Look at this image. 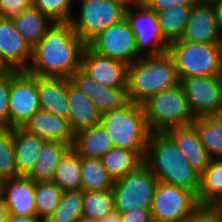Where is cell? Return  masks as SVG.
Segmentation results:
<instances>
[{
  "label": "cell",
  "instance_id": "obj_36",
  "mask_svg": "<svg viewBox=\"0 0 222 222\" xmlns=\"http://www.w3.org/2000/svg\"><path fill=\"white\" fill-rule=\"evenodd\" d=\"M18 176L13 128H0V178L5 181Z\"/></svg>",
  "mask_w": 222,
  "mask_h": 222
},
{
  "label": "cell",
  "instance_id": "obj_30",
  "mask_svg": "<svg viewBox=\"0 0 222 222\" xmlns=\"http://www.w3.org/2000/svg\"><path fill=\"white\" fill-rule=\"evenodd\" d=\"M191 9L192 6H175L166 10H152L156 12L162 35L169 44L183 36Z\"/></svg>",
  "mask_w": 222,
  "mask_h": 222
},
{
  "label": "cell",
  "instance_id": "obj_41",
  "mask_svg": "<svg viewBox=\"0 0 222 222\" xmlns=\"http://www.w3.org/2000/svg\"><path fill=\"white\" fill-rule=\"evenodd\" d=\"M150 10H166L175 6H194L195 0H142Z\"/></svg>",
  "mask_w": 222,
  "mask_h": 222
},
{
  "label": "cell",
  "instance_id": "obj_34",
  "mask_svg": "<svg viewBox=\"0 0 222 222\" xmlns=\"http://www.w3.org/2000/svg\"><path fill=\"white\" fill-rule=\"evenodd\" d=\"M83 191L63 192L59 205L45 222H77L82 216Z\"/></svg>",
  "mask_w": 222,
  "mask_h": 222
},
{
  "label": "cell",
  "instance_id": "obj_28",
  "mask_svg": "<svg viewBox=\"0 0 222 222\" xmlns=\"http://www.w3.org/2000/svg\"><path fill=\"white\" fill-rule=\"evenodd\" d=\"M103 167L115 182L124 178L144 163V159L135 151L113 147L101 157Z\"/></svg>",
  "mask_w": 222,
  "mask_h": 222
},
{
  "label": "cell",
  "instance_id": "obj_33",
  "mask_svg": "<svg viewBox=\"0 0 222 222\" xmlns=\"http://www.w3.org/2000/svg\"><path fill=\"white\" fill-rule=\"evenodd\" d=\"M63 190L53 182L35 183V207L37 216L44 222L54 213L61 200Z\"/></svg>",
  "mask_w": 222,
  "mask_h": 222
},
{
  "label": "cell",
  "instance_id": "obj_7",
  "mask_svg": "<svg viewBox=\"0 0 222 222\" xmlns=\"http://www.w3.org/2000/svg\"><path fill=\"white\" fill-rule=\"evenodd\" d=\"M71 24L74 32L87 45L96 35L125 18V8L111 0H78Z\"/></svg>",
  "mask_w": 222,
  "mask_h": 222
},
{
  "label": "cell",
  "instance_id": "obj_13",
  "mask_svg": "<svg viewBox=\"0 0 222 222\" xmlns=\"http://www.w3.org/2000/svg\"><path fill=\"white\" fill-rule=\"evenodd\" d=\"M189 107L195 117L222 112V76L180 79Z\"/></svg>",
  "mask_w": 222,
  "mask_h": 222
},
{
  "label": "cell",
  "instance_id": "obj_40",
  "mask_svg": "<svg viewBox=\"0 0 222 222\" xmlns=\"http://www.w3.org/2000/svg\"><path fill=\"white\" fill-rule=\"evenodd\" d=\"M32 4L33 0H0V17L12 19Z\"/></svg>",
  "mask_w": 222,
  "mask_h": 222
},
{
  "label": "cell",
  "instance_id": "obj_35",
  "mask_svg": "<svg viewBox=\"0 0 222 222\" xmlns=\"http://www.w3.org/2000/svg\"><path fill=\"white\" fill-rule=\"evenodd\" d=\"M114 209L112 189L105 191L83 192L82 216L100 220Z\"/></svg>",
  "mask_w": 222,
  "mask_h": 222
},
{
  "label": "cell",
  "instance_id": "obj_51",
  "mask_svg": "<svg viewBox=\"0 0 222 222\" xmlns=\"http://www.w3.org/2000/svg\"><path fill=\"white\" fill-rule=\"evenodd\" d=\"M3 185H4V180L0 178V199H3Z\"/></svg>",
  "mask_w": 222,
  "mask_h": 222
},
{
  "label": "cell",
  "instance_id": "obj_5",
  "mask_svg": "<svg viewBox=\"0 0 222 222\" xmlns=\"http://www.w3.org/2000/svg\"><path fill=\"white\" fill-rule=\"evenodd\" d=\"M151 133L192 125V113L181 85L158 92L141 104Z\"/></svg>",
  "mask_w": 222,
  "mask_h": 222
},
{
  "label": "cell",
  "instance_id": "obj_15",
  "mask_svg": "<svg viewBox=\"0 0 222 222\" xmlns=\"http://www.w3.org/2000/svg\"><path fill=\"white\" fill-rule=\"evenodd\" d=\"M127 66L124 62L95 53L87 45L83 49L81 69L103 86L127 87Z\"/></svg>",
  "mask_w": 222,
  "mask_h": 222
},
{
  "label": "cell",
  "instance_id": "obj_2",
  "mask_svg": "<svg viewBox=\"0 0 222 222\" xmlns=\"http://www.w3.org/2000/svg\"><path fill=\"white\" fill-rule=\"evenodd\" d=\"M144 163L158 181L191 191L197 197L200 175L166 132L151 133Z\"/></svg>",
  "mask_w": 222,
  "mask_h": 222
},
{
  "label": "cell",
  "instance_id": "obj_37",
  "mask_svg": "<svg viewBox=\"0 0 222 222\" xmlns=\"http://www.w3.org/2000/svg\"><path fill=\"white\" fill-rule=\"evenodd\" d=\"M75 0H33L36 6L52 22H71Z\"/></svg>",
  "mask_w": 222,
  "mask_h": 222
},
{
  "label": "cell",
  "instance_id": "obj_25",
  "mask_svg": "<svg viewBox=\"0 0 222 222\" xmlns=\"http://www.w3.org/2000/svg\"><path fill=\"white\" fill-rule=\"evenodd\" d=\"M114 147V143L101 124L75 134L73 149L79 156L97 158Z\"/></svg>",
  "mask_w": 222,
  "mask_h": 222
},
{
  "label": "cell",
  "instance_id": "obj_48",
  "mask_svg": "<svg viewBox=\"0 0 222 222\" xmlns=\"http://www.w3.org/2000/svg\"><path fill=\"white\" fill-rule=\"evenodd\" d=\"M196 4H215L218 0H195Z\"/></svg>",
  "mask_w": 222,
  "mask_h": 222
},
{
  "label": "cell",
  "instance_id": "obj_39",
  "mask_svg": "<svg viewBox=\"0 0 222 222\" xmlns=\"http://www.w3.org/2000/svg\"><path fill=\"white\" fill-rule=\"evenodd\" d=\"M185 222H222V208L199 205Z\"/></svg>",
  "mask_w": 222,
  "mask_h": 222
},
{
  "label": "cell",
  "instance_id": "obj_10",
  "mask_svg": "<svg viewBox=\"0 0 222 222\" xmlns=\"http://www.w3.org/2000/svg\"><path fill=\"white\" fill-rule=\"evenodd\" d=\"M125 18L134 32L141 57L158 56L168 51L169 43L162 35L155 11L141 2L127 8Z\"/></svg>",
  "mask_w": 222,
  "mask_h": 222
},
{
  "label": "cell",
  "instance_id": "obj_17",
  "mask_svg": "<svg viewBox=\"0 0 222 222\" xmlns=\"http://www.w3.org/2000/svg\"><path fill=\"white\" fill-rule=\"evenodd\" d=\"M181 40L200 44H221L215 10L212 4L192 6L189 20Z\"/></svg>",
  "mask_w": 222,
  "mask_h": 222
},
{
  "label": "cell",
  "instance_id": "obj_49",
  "mask_svg": "<svg viewBox=\"0 0 222 222\" xmlns=\"http://www.w3.org/2000/svg\"><path fill=\"white\" fill-rule=\"evenodd\" d=\"M77 222H99V220L81 216Z\"/></svg>",
  "mask_w": 222,
  "mask_h": 222
},
{
  "label": "cell",
  "instance_id": "obj_31",
  "mask_svg": "<svg viewBox=\"0 0 222 222\" xmlns=\"http://www.w3.org/2000/svg\"><path fill=\"white\" fill-rule=\"evenodd\" d=\"M53 183L63 192L81 190V156L70 148L55 169Z\"/></svg>",
  "mask_w": 222,
  "mask_h": 222
},
{
  "label": "cell",
  "instance_id": "obj_47",
  "mask_svg": "<svg viewBox=\"0 0 222 222\" xmlns=\"http://www.w3.org/2000/svg\"><path fill=\"white\" fill-rule=\"evenodd\" d=\"M111 1L122 5L125 9L142 2V0H111Z\"/></svg>",
  "mask_w": 222,
  "mask_h": 222
},
{
  "label": "cell",
  "instance_id": "obj_45",
  "mask_svg": "<svg viewBox=\"0 0 222 222\" xmlns=\"http://www.w3.org/2000/svg\"><path fill=\"white\" fill-rule=\"evenodd\" d=\"M99 222H122L120 212H118L116 209H113L103 218H101Z\"/></svg>",
  "mask_w": 222,
  "mask_h": 222
},
{
  "label": "cell",
  "instance_id": "obj_24",
  "mask_svg": "<svg viewBox=\"0 0 222 222\" xmlns=\"http://www.w3.org/2000/svg\"><path fill=\"white\" fill-rule=\"evenodd\" d=\"M11 20L31 49L41 41L53 23L33 4Z\"/></svg>",
  "mask_w": 222,
  "mask_h": 222
},
{
  "label": "cell",
  "instance_id": "obj_4",
  "mask_svg": "<svg viewBox=\"0 0 222 222\" xmlns=\"http://www.w3.org/2000/svg\"><path fill=\"white\" fill-rule=\"evenodd\" d=\"M100 124L110 135L114 147L135 151L145 158L151 131L141 105L129 102L121 109L104 113Z\"/></svg>",
  "mask_w": 222,
  "mask_h": 222
},
{
  "label": "cell",
  "instance_id": "obj_3",
  "mask_svg": "<svg viewBox=\"0 0 222 222\" xmlns=\"http://www.w3.org/2000/svg\"><path fill=\"white\" fill-rule=\"evenodd\" d=\"M180 84L178 72L168 52L140 57L127 66L129 102L141 105L152 95Z\"/></svg>",
  "mask_w": 222,
  "mask_h": 222
},
{
  "label": "cell",
  "instance_id": "obj_9",
  "mask_svg": "<svg viewBox=\"0 0 222 222\" xmlns=\"http://www.w3.org/2000/svg\"><path fill=\"white\" fill-rule=\"evenodd\" d=\"M198 206L191 191L158 181L150 213L153 222H185Z\"/></svg>",
  "mask_w": 222,
  "mask_h": 222
},
{
  "label": "cell",
  "instance_id": "obj_42",
  "mask_svg": "<svg viewBox=\"0 0 222 222\" xmlns=\"http://www.w3.org/2000/svg\"><path fill=\"white\" fill-rule=\"evenodd\" d=\"M122 222H153L150 209H138L120 213Z\"/></svg>",
  "mask_w": 222,
  "mask_h": 222
},
{
  "label": "cell",
  "instance_id": "obj_43",
  "mask_svg": "<svg viewBox=\"0 0 222 222\" xmlns=\"http://www.w3.org/2000/svg\"><path fill=\"white\" fill-rule=\"evenodd\" d=\"M6 222H44V221L37 215L19 216L9 213Z\"/></svg>",
  "mask_w": 222,
  "mask_h": 222
},
{
  "label": "cell",
  "instance_id": "obj_1",
  "mask_svg": "<svg viewBox=\"0 0 222 222\" xmlns=\"http://www.w3.org/2000/svg\"><path fill=\"white\" fill-rule=\"evenodd\" d=\"M86 44L74 32L71 22H53L45 36L32 49L26 72L40 77H65L81 68Z\"/></svg>",
  "mask_w": 222,
  "mask_h": 222
},
{
  "label": "cell",
  "instance_id": "obj_8",
  "mask_svg": "<svg viewBox=\"0 0 222 222\" xmlns=\"http://www.w3.org/2000/svg\"><path fill=\"white\" fill-rule=\"evenodd\" d=\"M158 180L150 168L141 164L124 178L114 182L112 192L114 209L120 213L138 209H150Z\"/></svg>",
  "mask_w": 222,
  "mask_h": 222
},
{
  "label": "cell",
  "instance_id": "obj_44",
  "mask_svg": "<svg viewBox=\"0 0 222 222\" xmlns=\"http://www.w3.org/2000/svg\"><path fill=\"white\" fill-rule=\"evenodd\" d=\"M213 7L215 10L217 26L222 36V0H218L215 4H213Z\"/></svg>",
  "mask_w": 222,
  "mask_h": 222
},
{
  "label": "cell",
  "instance_id": "obj_21",
  "mask_svg": "<svg viewBox=\"0 0 222 222\" xmlns=\"http://www.w3.org/2000/svg\"><path fill=\"white\" fill-rule=\"evenodd\" d=\"M35 182L27 176L4 181L3 199L10 214L37 215L35 207Z\"/></svg>",
  "mask_w": 222,
  "mask_h": 222
},
{
  "label": "cell",
  "instance_id": "obj_6",
  "mask_svg": "<svg viewBox=\"0 0 222 222\" xmlns=\"http://www.w3.org/2000/svg\"><path fill=\"white\" fill-rule=\"evenodd\" d=\"M168 54L179 79L222 76L221 44H200L181 39L169 44Z\"/></svg>",
  "mask_w": 222,
  "mask_h": 222
},
{
  "label": "cell",
  "instance_id": "obj_16",
  "mask_svg": "<svg viewBox=\"0 0 222 222\" xmlns=\"http://www.w3.org/2000/svg\"><path fill=\"white\" fill-rule=\"evenodd\" d=\"M32 49L15 29L11 19L0 17V60L11 70L26 71Z\"/></svg>",
  "mask_w": 222,
  "mask_h": 222
},
{
  "label": "cell",
  "instance_id": "obj_23",
  "mask_svg": "<svg viewBox=\"0 0 222 222\" xmlns=\"http://www.w3.org/2000/svg\"><path fill=\"white\" fill-rule=\"evenodd\" d=\"M14 152L19 176H27L34 167L46 141L23 127L13 128Z\"/></svg>",
  "mask_w": 222,
  "mask_h": 222
},
{
  "label": "cell",
  "instance_id": "obj_29",
  "mask_svg": "<svg viewBox=\"0 0 222 222\" xmlns=\"http://www.w3.org/2000/svg\"><path fill=\"white\" fill-rule=\"evenodd\" d=\"M201 143L212 159H222V117L199 116L193 122Z\"/></svg>",
  "mask_w": 222,
  "mask_h": 222
},
{
  "label": "cell",
  "instance_id": "obj_52",
  "mask_svg": "<svg viewBox=\"0 0 222 222\" xmlns=\"http://www.w3.org/2000/svg\"><path fill=\"white\" fill-rule=\"evenodd\" d=\"M221 62H222V42H221Z\"/></svg>",
  "mask_w": 222,
  "mask_h": 222
},
{
  "label": "cell",
  "instance_id": "obj_12",
  "mask_svg": "<svg viewBox=\"0 0 222 222\" xmlns=\"http://www.w3.org/2000/svg\"><path fill=\"white\" fill-rule=\"evenodd\" d=\"M87 46L95 53L131 65L141 56L138 54L134 32L123 18L96 35Z\"/></svg>",
  "mask_w": 222,
  "mask_h": 222
},
{
  "label": "cell",
  "instance_id": "obj_11",
  "mask_svg": "<svg viewBox=\"0 0 222 222\" xmlns=\"http://www.w3.org/2000/svg\"><path fill=\"white\" fill-rule=\"evenodd\" d=\"M38 110L37 76L10 69L9 128L23 127Z\"/></svg>",
  "mask_w": 222,
  "mask_h": 222
},
{
  "label": "cell",
  "instance_id": "obj_50",
  "mask_svg": "<svg viewBox=\"0 0 222 222\" xmlns=\"http://www.w3.org/2000/svg\"><path fill=\"white\" fill-rule=\"evenodd\" d=\"M9 69L3 64V62L0 60V74L7 72Z\"/></svg>",
  "mask_w": 222,
  "mask_h": 222
},
{
  "label": "cell",
  "instance_id": "obj_46",
  "mask_svg": "<svg viewBox=\"0 0 222 222\" xmlns=\"http://www.w3.org/2000/svg\"><path fill=\"white\" fill-rule=\"evenodd\" d=\"M8 214V207L6 206L4 199H0V222H6Z\"/></svg>",
  "mask_w": 222,
  "mask_h": 222
},
{
  "label": "cell",
  "instance_id": "obj_22",
  "mask_svg": "<svg viewBox=\"0 0 222 222\" xmlns=\"http://www.w3.org/2000/svg\"><path fill=\"white\" fill-rule=\"evenodd\" d=\"M69 123L74 134L97 126L102 114L81 90L71 82L68 84Z\"/></svg>",
  "mask_w": 222,
  "mask_h": 222
},
{
  "label": "cell",
  "instance_id": "obj_18",
  "mask_svg": "<svg viewBox=\"0 0 222 222\" xmlns=\"http://www.w3.org/2000/svg\"><path fill=\"white\" fill-rule=\"evenodd\" d=\"M23 128L44 141L60 142L73 148L75 134L68 119L40 109L32 115Z\"/></svg>",
  "mask_w": 222,
  "mask_h": 222
},
{
  "label": "cell",
  "instance_id": "obj_20",
  "mask_svg": "<svg viewBox=\"0 0 222 222\" xmlns=\"http://www.w3.org/2000/svg\"><path fill=\"white\" fill-rule=\"evenodd\" d=\"M166 133L176 143L192 168L201 175L207 169L212 158L203 147L197 128L192 124L168 129Z\"/></svg>",
  "mask_w": 222,
  "mask_h": 222
},
{
  "label": "cell",
  "instance_id": "obj_26",
  "mask_svg": "<svg viewBox=\"0 0 222 222\" xmlns=\"http://www.w3.org/2000/svg\"><path fill=\"white\" fill-rule=\"evenodd\" d=\"M71 147L60 142L46 141L28 178L37 182H52L55 169Z\"/></svg>",
  "mask_w": 222,
  "mask_h": 222
},
{
  "label": "cell",
  "instance_id": "obj_32",
  "mask_svg": "<svg viewBox=\"0 0 222 222\" xmlns=\"http://www.w3.org/2000/svg\"><path fill=\"white\" fill-rule=\"evenodd\" d=\"M114 181L103 167L101 159L81 157V190L105 191L113 188Z\"/></svg>",
  "mask_w": 222,
  "mask_h": 222
},
{
  "label": "cell",
  "instance_id": "obj_19",
  "mask_svg": "<svg viewBox=\"0 0 222 222\" xmlns=\"http://www.w3.org/2000/svg\"><path fill=\"white\" fill-rule=\"evenodd\" d=\"M70 78L37 76L40 109L69 119L68 84Z\"/></svg>",
  "mask_w": 222,
  "mask_h": 222
},
{
  "label": "cell",
  "instance_id": "obj_27",
  "mask_svg": "<svg viewBox=\"0 0 222 222\" xmlns=\"http://www.w3.org/2000/svg\"><path fill=\"white\" fill-rule=\"evenodd\" d=\"M197 201L199 205L222 204V159H212L200 175Z\"/></svg>",
  "mask_w": 222,
  "mask_h": 222
},
{
  "label": "cell",
  "instance_id": "obj_14",
  "mask_svg": "<svg viewBox=\"0 0 222 222\" xmlns=\"http://www.w3.org/2000/svg\"><path fill=\"white\" fill-rule=\"evenodd\" d=\"M70 81L93 101L101 114L121 109L129 103L127 87L103 86L81 68L71 75Z\"/></svg>",
  "mask_w": 222,
  "mask_h": 222
},
{
  "label": "cell",
  "instance_id": "obj_38",
  "mask_svg": "<svg viewBox=\"0 0 222 222\" xmlns=\"http://www.w3.org/2000/svg\"><path fill=\"white\" fill-rule=\"evenodd\" d=\"M10 69L0 74V128H9Z\"/></svg>",
  "mask_w": 222,
  "mask_h": 222
}]
</instances>
